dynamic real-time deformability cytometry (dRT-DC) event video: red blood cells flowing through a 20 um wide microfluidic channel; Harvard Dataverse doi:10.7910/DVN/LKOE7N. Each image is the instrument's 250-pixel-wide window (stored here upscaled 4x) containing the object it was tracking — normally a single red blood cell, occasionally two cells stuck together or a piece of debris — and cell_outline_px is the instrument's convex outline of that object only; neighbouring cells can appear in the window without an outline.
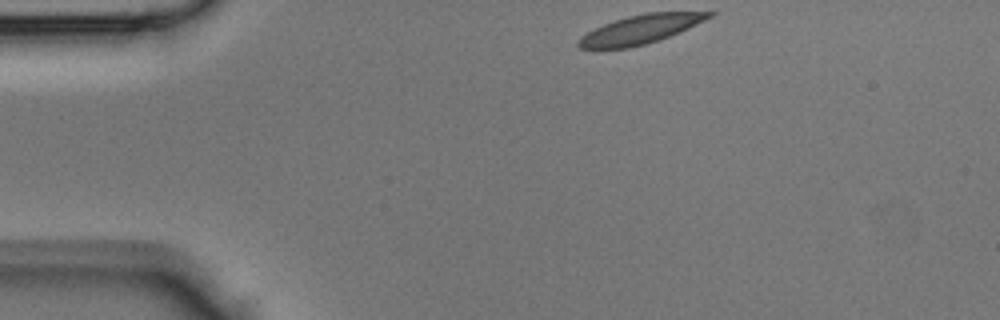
{"species": "Egyptian fruit bat (a non-hibernating species)", "species_latin": "Rousettus aegyptiacus", "temperature_condition": "room temperature", "stored_images_in_passage": 37, "camera_frame_rate_fps": 3000, "um_per_image_px": 0.085, "animal": {"sex": "male"}, "frame": {"image": 1, "passage_image": 1, "time_ms": 0.0, "image_size_px": [1000, 320], "cell_outline_px": [[716, 12], [712, 16], [688, 28], [668, 36], [644, 44], [628, 48], [580, 48], [576, 44], [580, 36], [604, 24], [628, 16], [648, 12]], "centroid_in_image_um": [54.41, 2.49], "position_along_channel_um": 30.6, "area_um2": 21.33}}
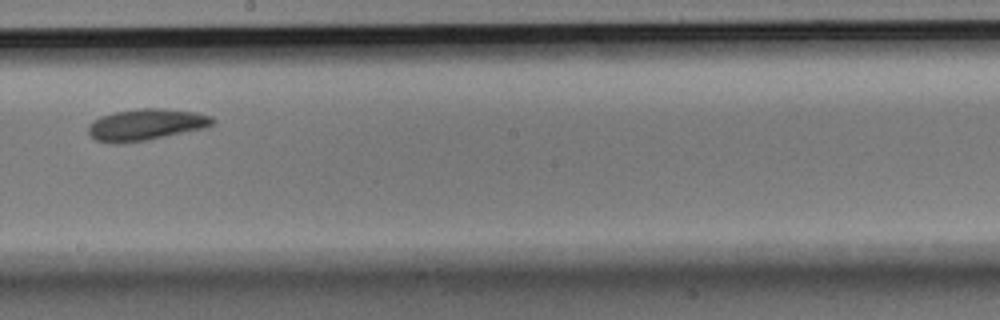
{"frame": {"image": 2, "passage_image": 18, "time_ms": 5.667, "image_size_px": [1000, 320], "cell_outline_px": [[216, 120], [212, 124], [204, 128], [148, 140], [120, 144], [116, 144], [96, 140], [88, 132], [88, 124], [92, 120], [100, 116], [116, 112], [136, 108], [168, 108], [196, 112], [212, 116]], "centroid_in_image_um": [12.4, 10.58], "position_along_channel_um": 235.8, "area_um2": 23.06}}
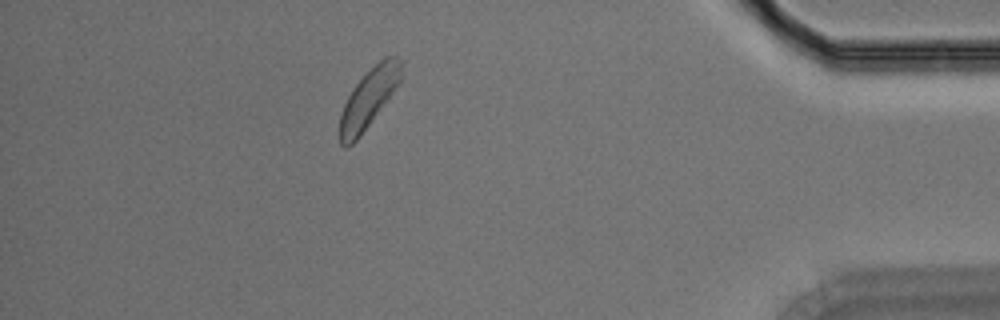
{"frame": {"image": 3, "passage_image": 32, "time_ms": 10.333, "image_size_px": [1000, 320], "cell_outline_px": [[404, 76], [360, 136], [348, 148], [344, 148], [340, 144], [340, 116], [344, 104], [352, 88], [384, 56], [396, 56], [404, 60]], "centroid_in_image_um": [31.38, 8.32], "position_along_channel_um": 403.8, "area_um2": 20.92}}